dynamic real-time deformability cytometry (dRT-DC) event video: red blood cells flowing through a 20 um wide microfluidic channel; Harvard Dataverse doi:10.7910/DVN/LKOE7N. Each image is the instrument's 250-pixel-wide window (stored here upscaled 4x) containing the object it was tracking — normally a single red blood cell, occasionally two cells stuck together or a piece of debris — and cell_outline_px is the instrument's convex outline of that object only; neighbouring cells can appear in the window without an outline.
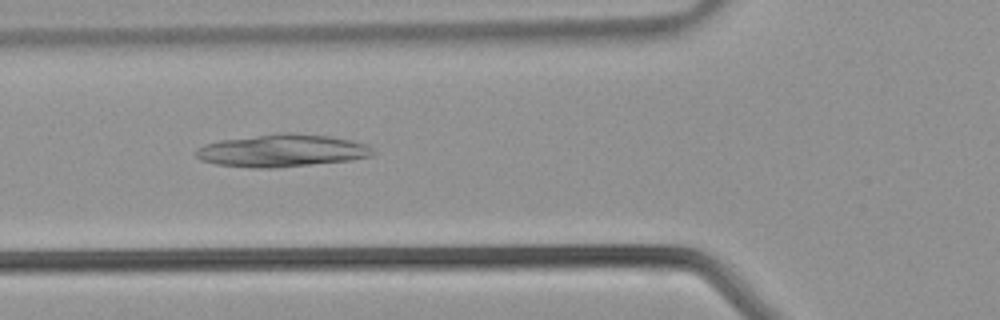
{"species": "common noctule bat (a hibernating species)", "species_latin": "Nyctalus noctula", "temperature_condition": "warm", "stored_images_in_passage": 38, "camera_frame_rate_fps": 3000, "um_per_image_px": 0.085, "animal": {"sex": "male", "body_mass_g": 21.5, "forearm_length_mm": 52.0}, "frame": {"image": 1, "passage_image": 13, "time_ms": 4.0, "image_size_px": [1000, 320], "cell_outline_px": [[372, 156], [352, 160], [276, 168], [248, 168], [216, 164], [200, 160], [196, 156], [196, 152], [204, 144], [220, 140], [276, 132], [292, 132], [328, 136], [368, 144], [372, 148]], "centroid_in_image_um": [23.95, 12.8], "position_along_channel_um": 101.8, "area_um2": 33.76}}
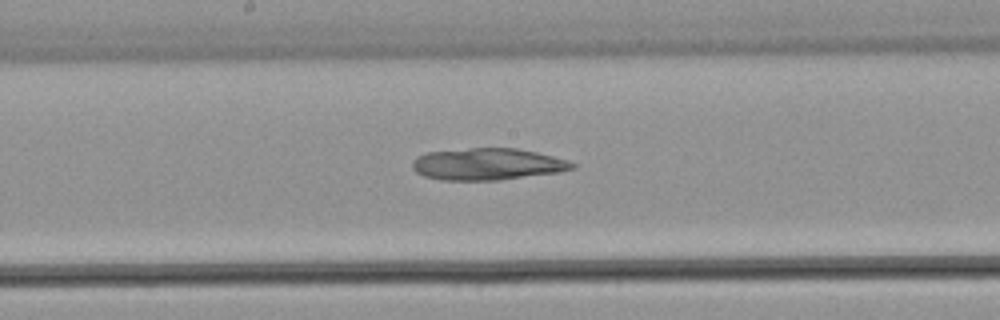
{"frame": {"image": 2, "passage_image": 19, "time_ms": 6.0, "image_size_px": [1000, 320], "cell_outline_px": [[576, 168], [560, 172], [500, 180], [440, 180], [424, 176], [416, 172], [412, 168], [412, 164], [416, 156], [428, 152], [472, 148], [516, 148], [536, 152], [568, 160], [576, 164]], "centroid_in_image_um": [41.45, 13.96], "position_along_channel_um": 206.8, "area_um2": 29.71}}
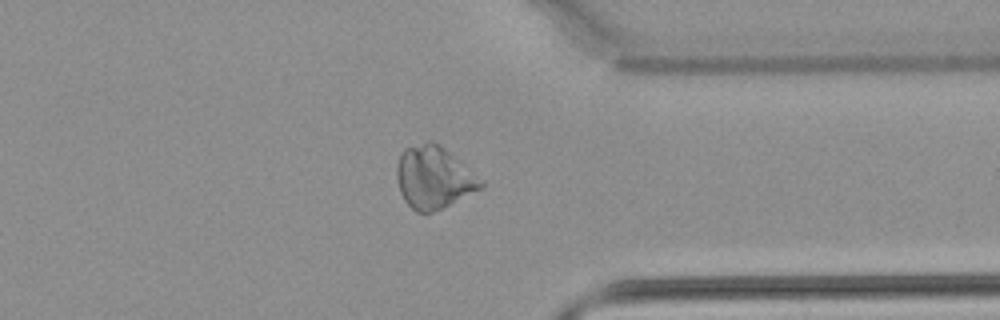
{"frame": {"image": 3, "passage_image": 29, "time_ms": 9.333, "image_size_px": [1000, 320], "cell_outline_px": [[484, 188], [432, 212], [416, 212], [404, 200], [400, 192], [396, 176], [396, 164], [400, 152], [404, 148], [428, 140], [432, 140], [444, 148], [484, 180]], "centroid_in_image_um": [36.86, 15.07], "position_along_channel_um": 374.5, "area_um2": 30.69}}